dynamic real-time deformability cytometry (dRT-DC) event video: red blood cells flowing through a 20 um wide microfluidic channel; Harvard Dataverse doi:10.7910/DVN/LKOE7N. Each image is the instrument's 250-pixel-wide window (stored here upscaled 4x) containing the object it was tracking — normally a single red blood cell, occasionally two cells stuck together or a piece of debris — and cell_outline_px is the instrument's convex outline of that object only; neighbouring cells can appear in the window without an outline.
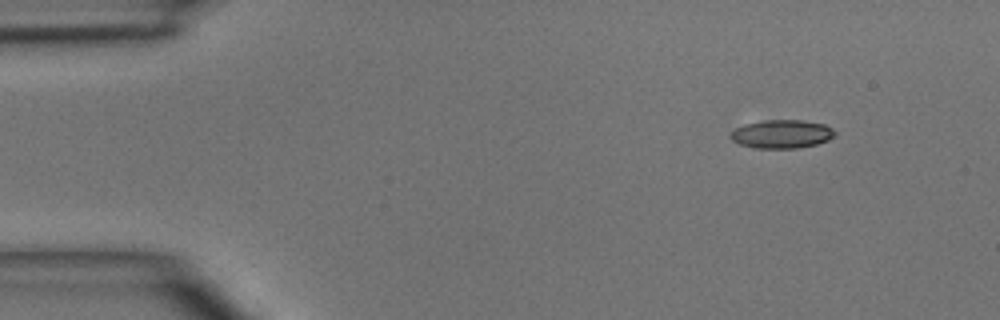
{"species": "common noctule bat (a hibernating species)", "species_latin": "Nyctalus noctula", "temperature_condition": "room temperature", "stored_images_in_passage": 5, "segment_of_instrument_passage": [2, 2], "camera_frame_rate_fps": 3000, "um_per_image_px": 0.085, "animal": {"sex": "male", "body_mass_g": 15.6}, "frame": {"image": 1, "passage_image": 5, "time_ms": 4.667, "image_size_px": [1000, 320], "cell_outline_px": [[836, 136], [828, 140], [816, 144], [796, 148], [756, 148], [740, 144], [732, 140], [728, 136], [728, 132], [736, 128], [748, 124], [764, 120], [804, 120], [824, 124], [832, 128], [836, 132]], "centroid_in_image_um": [66.46, 11.39], "position_along_channel_um": 18.5, "area_um2": 17.34}}